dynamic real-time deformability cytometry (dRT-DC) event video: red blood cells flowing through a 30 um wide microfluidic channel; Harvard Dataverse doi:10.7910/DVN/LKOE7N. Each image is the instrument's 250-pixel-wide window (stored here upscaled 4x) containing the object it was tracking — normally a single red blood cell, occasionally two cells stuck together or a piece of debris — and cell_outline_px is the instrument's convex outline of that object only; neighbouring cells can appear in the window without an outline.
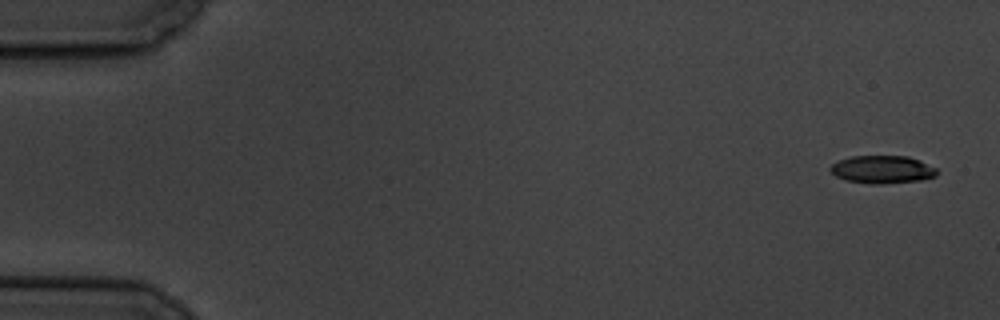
{"species": "common noctule bat (a hibernating species)", "species_latin": "Nyctalus noctula", "temperature_condition": "cold", "stored_images_in_passage": 7, "camera_frame_rate_fps": 3000, "um_per_image_px": 0.085, "animal": {"sex": "male", "body_mass_g": 19.5, "forearm_length_mm": 54.6}, "frame": {"image": 1, "passage_image": 1, "time_ms": 0.0, "image_size_px": [1000, 320], "cell_outline_px": [[936, 176], [920, 180], [880, 184], [872, 184], [844, 180], [836, 176], [828, 168], [832, 164], [840, 160], [852, 156], [908, 156], [920, 160], [936, 168]], "centroid_in_image_um": [74.98, 14.4], "position_along_channel_um": 10.0, "area_um2": 17.22}}
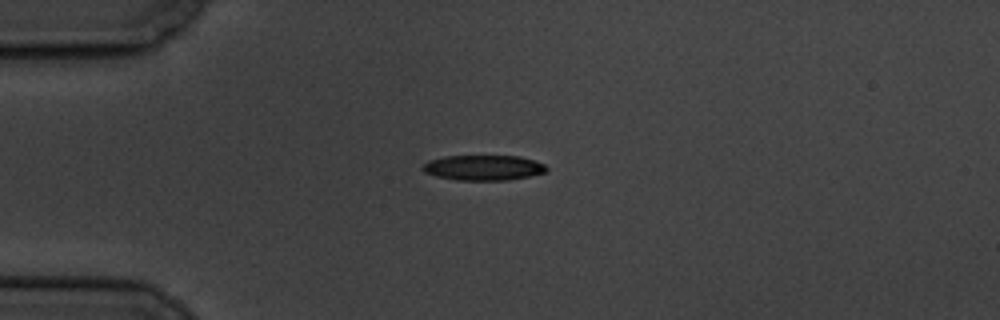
{"frame": {"image": 2, "passage_image": 5, "time_ms": 4.333, "image_size_px": [1000, 320], "cell_outline_px": [[548, 168], [544, 172], [528, 176], [508, 180], [456, 180], [436, 176], [424, 172], [420, 168], [428, 160], [444, 156], [520, 156], [544, 164]], "centroid_in_image_um": [41.04, 14.25], "position_along_channel_um": 44.0, "area_um2": 18.15}}
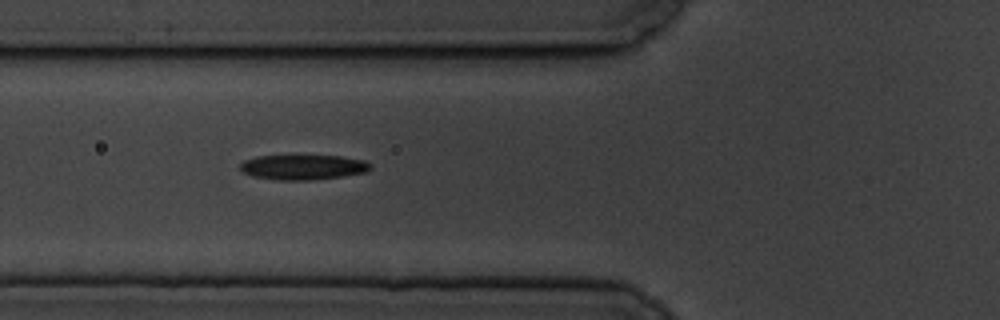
{"frame": {"image": 3, "passage_image": 7, "time_ms": 6.667, "image_size_px": [1000, 320], "cell_outline_px": [[372, 168], [364, 172], [340, 176], [308, 180], [280, 180], [252, 176], [244, 172], [240, 168], [240, 164], [244, 160], [256, 156], [296, 152], [340, 156], [364, 160], [372, 164]], "centroid_in_image_um": [25.72, 14.14], "position_along_channel_um": 100.1, "area_um2": 19.94}}